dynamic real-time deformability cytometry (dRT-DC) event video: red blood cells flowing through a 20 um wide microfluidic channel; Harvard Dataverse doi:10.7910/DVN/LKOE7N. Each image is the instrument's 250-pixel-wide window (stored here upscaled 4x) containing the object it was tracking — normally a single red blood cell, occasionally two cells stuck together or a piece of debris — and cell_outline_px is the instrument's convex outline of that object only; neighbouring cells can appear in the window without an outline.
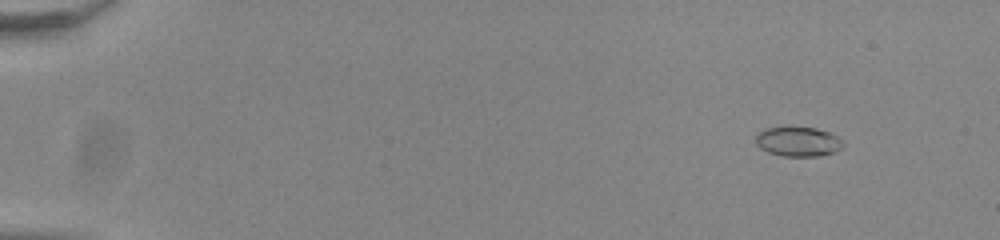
{"species": "common noctule bat (a hibernating species)", "species_latin": "Nyctalus noctula", "temperature_condition": "room temperature", "stored_images_in_passage": 56, "camera_frame_rate_fps": 3000, "um_per_image_px": 0.085, "animal": {"sex": "male", "body_mass_g": 20.0, "forearm_length_mm": 53.3}, "frame": {"image": 1, "passage_image": 7, "time_ms": 2.0, "image_size_px": [1000, 240], "cell_outline_px": [[844, 144], [836, 152], [820, 156], [780, 156], [768, 152], [760, 148], [756, 144], [756, 136], [764, 128], [816, 128], [828, 132], [844, 140]], "centroid_in_image_um": [67.86, 12.06], "position_along_channel_um": 17.1, "area_um2": 14.97}}
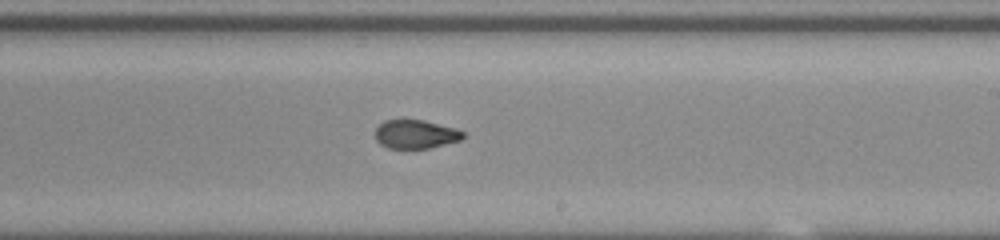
{"frame": {"image": 2, "passage_image": 36, "time_ms": 11.667, "image_size_px": [1000, 240], "cell_outline_px": [[464, 136], [460, 140], [428, 148], [388, 148], [380, 144], [376, 140], [376, 128], [384, 120], [424, 120], [456, 128], [464, 132]], "centroid_in_image_um": [35.32, 11.4], "position_along_channel_um": 253.7, "area_um2": 14.57}}
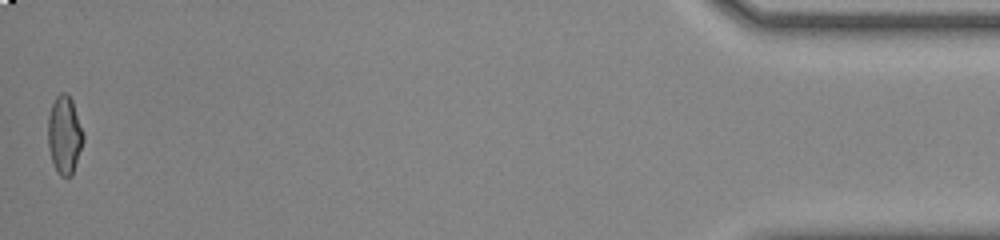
{"frame": {"image": 3, "passage_image": 56, "time_ms": 18.333, "image_size_px": [1000, 240], "cell_outline_px": [[84, 140], [72, 176], [60, 176], [52, 160], [48, 148], [48, 116], [52, 104], [56, 96], [60, 92], [68, 92], [72, 100], [84, 132]], "centroid_in_image_um": [5.49, 11.43], "position_along_channel_um": 429.7, "area_um2": 16.18}, "authors_computed_cell_mechanics": {"area_um2": 15.4904, "velocity_mm_per_s": 3.878, "shape_relaxation_time_tau1_ms": null, "shape_relaxation_time_tau2_ms": 1.2782, "deformation_change_tau1": null, "deformation_change_tau2": 0.0653}}